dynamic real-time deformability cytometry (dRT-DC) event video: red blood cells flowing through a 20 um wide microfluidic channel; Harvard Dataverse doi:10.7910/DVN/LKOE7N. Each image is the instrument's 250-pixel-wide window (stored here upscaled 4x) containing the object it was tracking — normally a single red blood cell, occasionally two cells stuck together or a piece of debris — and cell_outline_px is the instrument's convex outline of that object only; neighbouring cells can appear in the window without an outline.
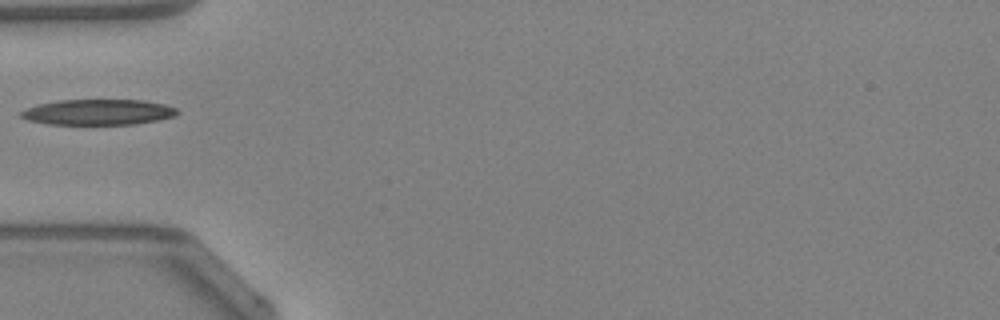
{"species": "Egyptian fruit bat (a non-hibernating species)", "species_latin": "Rousettus aegyptiacus", "temperature_condition": "warm", "stored_images_in_passage": 24, "camera_frame_rate_fps": 3000, "um_per_image_px": 0.085, "animal": {"sex": "female"}, "frame": {"image": 1, "passage_image": 1, "time_ms": 0.0, "image_size_px": [1000, 320], "cell_outline_px": [[180, 112], [176, 116], [156, 120], [132, 124], [48, 124], [28, 120], [20, 116], [20, 112], [28, 108], [40, 104], [60, 100], [144, 100], [164, 104], [176, 108]], "centroid_in_image_um": [8.38, 9.53], "position_along_channel_um": 76.6, "area_um2": 23.12}}